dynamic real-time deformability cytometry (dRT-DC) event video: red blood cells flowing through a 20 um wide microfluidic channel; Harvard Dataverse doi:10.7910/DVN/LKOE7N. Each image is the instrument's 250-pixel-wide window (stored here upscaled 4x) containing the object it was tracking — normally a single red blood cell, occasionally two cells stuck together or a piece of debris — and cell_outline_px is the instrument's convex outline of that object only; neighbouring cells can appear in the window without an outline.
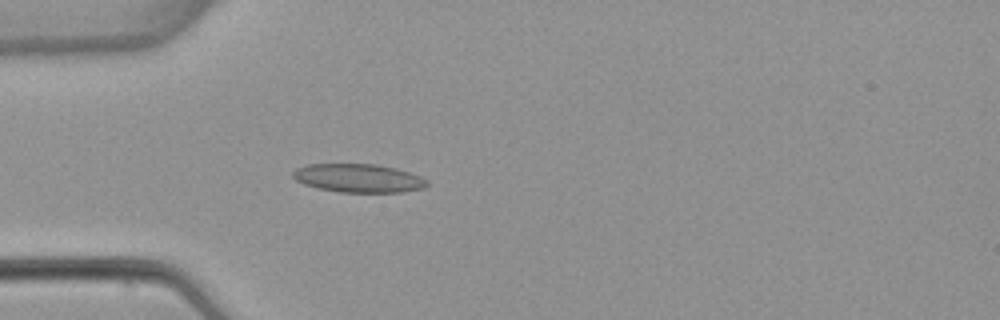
{"species": "common noctule bat (a hibernating species)", "species_latin": "Nyctalus noctula", "temperature_condition": "warm", "stored_images_in_passage": 4, "camera_frame_rate_fps": 3000, "um_per_image_px": 0.085, "animal": {"sex": "female", "body_mass_g": 22.7, "forearm_length_mm": 54.2}, "frame": {"image": 1, "passage_image": 4, "time_ms": 3.667, "image_size_px": [1000, 320], "cell_outline_px": [[428, 184], [424, 188], [404, 192], [340, 192], [316, 188], [304, 184], [296, 180], [292, 176], [292, 172], [296, 168], [308, 164], [376, 164], [396, 168], [420, 176], [428, 180]], "centroid_in_image_um": [30.46, 15.14], "position_along_channel_um": 54.5, "area_um2": 22.37}}